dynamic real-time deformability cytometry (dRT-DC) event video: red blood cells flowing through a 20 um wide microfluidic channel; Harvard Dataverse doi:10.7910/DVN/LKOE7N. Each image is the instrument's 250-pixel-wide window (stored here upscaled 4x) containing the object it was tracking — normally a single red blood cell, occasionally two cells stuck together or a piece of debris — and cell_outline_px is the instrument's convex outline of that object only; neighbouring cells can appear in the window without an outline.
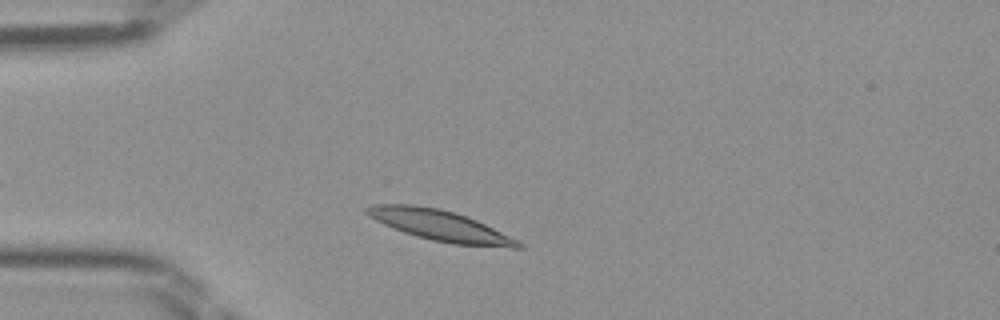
{"species": "Egyptian fruit bat (a non-hibernating species)", "species_latin": "Rousettus aegyptiacus", "temperature_condition": "room temperature", "stored_images_in_passage": 36, "camera_frame_rate_fps": 3000, "um_per_image_px": 0.085, "frame": {"image": 1, "passage_image": 4, "time_ms": 1.0, "image_size_px": [1000, 320], "cell_outline_px": [[524, 248], [512, 248], [452, 244], [432, 240], [416, 236], [404, 232], [384, 224], [368, 216], [364, 212], [364, 208], [372, 204], [412, 204], [440, 208], [476, 220], [520, 240], [524, 244]], "centroid_in_image_um": [37.43, 19.18], "position_along_channel_um": 47.6, "area_um2": 27.17}}
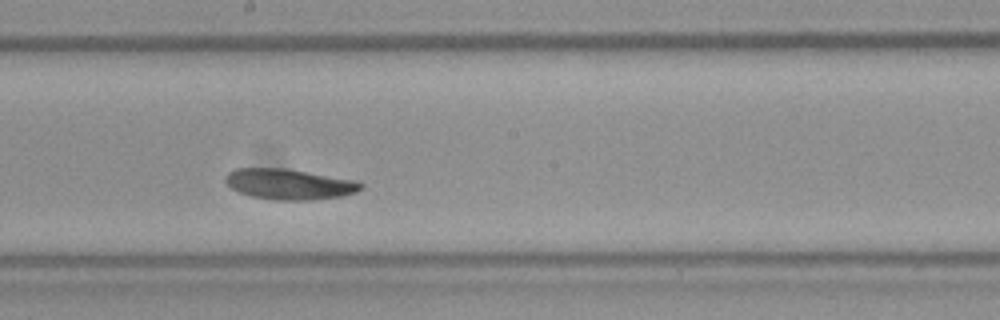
{"frame": {"image": 2, "passage_image": 18, "time_ms": 5.667, "image_size_px": [1000, 320], "cell_outline_px": [[364, 188], [356, 192], [340, 196], [312, 200], [272, 200], [252, 196], [236, 192], [224, 180], [224, 176], [228, 172], [236, 168], [288, 168], [356, 180], [364, 184]], "centroid_in_image_um": [24.58, 15.65], "position_along_channel_um": 223.6, "area_um2": 24.45}}
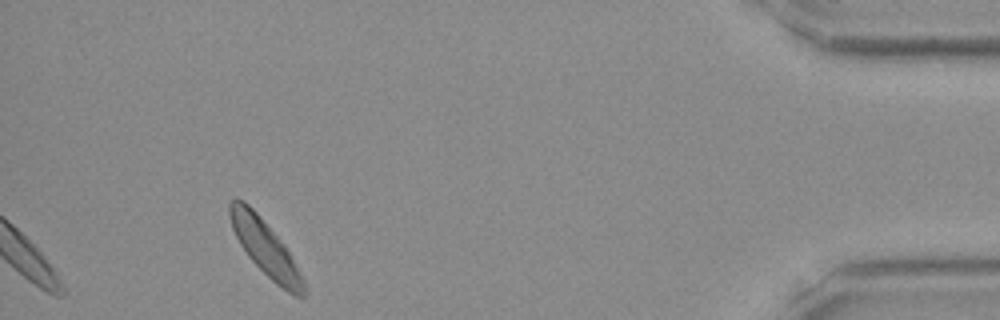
{"frame": {"image": 3, "passage_image": 36, "time_ms": 11.667, "image_size_px": [1000, 320], "cell_outline_px": [[308, 292], [304, 296], [292, 296], [276, 284], [248, 256], [240, 244], [232, 228], [228, 216], [228, 204], [236, 196], [244, 200], [260, 216], [284, 244], [304, 280]], "centroid_in_image_um": [22.54, 21.06], "position_along_channel_um": 412.7, "area_um2": 23.76}}